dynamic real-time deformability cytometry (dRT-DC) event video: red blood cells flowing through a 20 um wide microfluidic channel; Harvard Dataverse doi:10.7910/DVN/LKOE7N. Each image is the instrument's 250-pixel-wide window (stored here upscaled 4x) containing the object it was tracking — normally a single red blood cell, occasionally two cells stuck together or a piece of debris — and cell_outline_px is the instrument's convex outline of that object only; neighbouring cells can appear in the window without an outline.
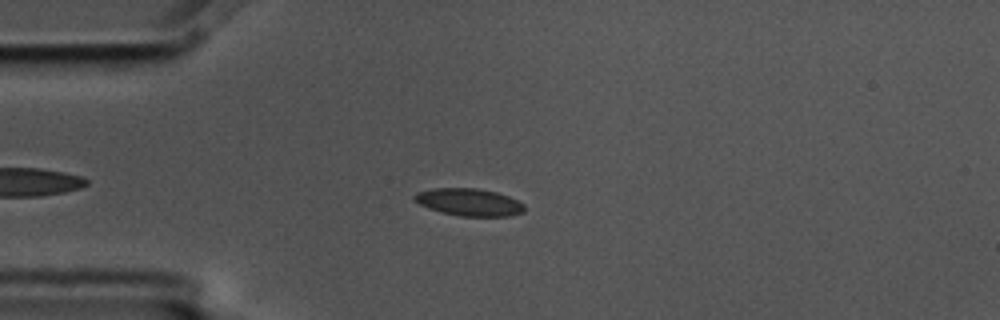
{"species": "common noctule bat (a hibernating species)", "species_latin": "Nyctalus noctula", "temperature_condition": "cold", "stored_images_in_passage": 52, "camera_frame_rate_fps": 3000, "um_per_image_px": 0.085, "animal": {"sex": "male", "body_mass_g": 17.5, "forearm_length_mm": 52.3}, "frame": {"image": 1, "passage_image": 10, "time_ms": 3.0, "image_size_px": [1000, 320], "cell_outline_px": [[524, 212], [508, 216], [460, 216], [440, 212], [428, 208], [412, 200], [412, 196], [416, 192], [432, 188], [476, 188], [496, 192], [508, 196], [524, 204]], "centroid_in_image_um": [39.82, 17.18], "position_along_channel_um": 45.2, "area_um2": 17.63}}
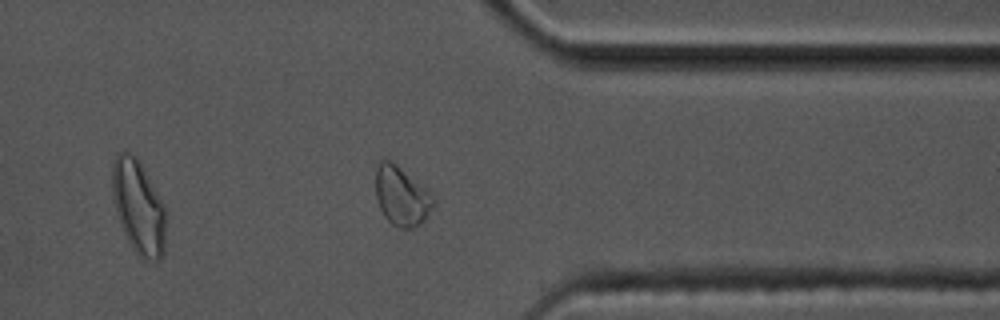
{"frame": {"image": 2, "passage_image": 40, "time_ms": 13.0, "image_size_px": [1000, 320], "cell_outline_px": [[436, 204], [424, 220], [416, 228], [400, 228], [392, 224], [384, 216], [380, 208], [376, 196], [376, 160], [388, 160], [396, 164], [432, 192], [436, 200]], "centroid_in_image_um": [34.16, 16.66], "position_along_channel_um": 377.2, "area_um2": 20.23}}
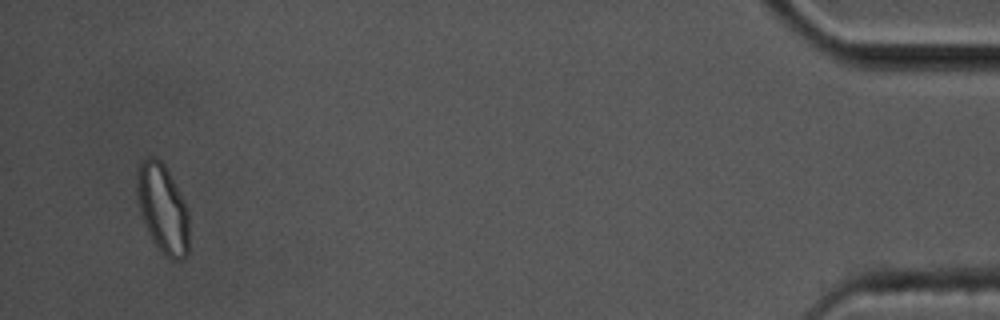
{"frame": {"image": 3, "passage_image": 50, "time_ms": 16.333, "image_size_px": [1000, 320], "cell_outline_px": [[188, 252], [180, 260], [172, 260], [152, 240], [148, 232], [140, 212], [136, 188], [136, 176], [140, 164], [148, 156], [152, 156], [160, 160], [164, 164], [184, 200], [188, 212]], "centroid_in_image_um": [13.82, 17.7], "position_along_channel_um": 421.4, "area_um2": 26.65}, "authors_computed_cell_mechanics": {"area_um2": 17.2822, "velocity_mm_per_s": 3.5513, "shape_relaxation_time_tau1_ms": 5.5859, "shape_relaxation_time_tau2_ms": 3.171, "deformation_change_tau1": 0.0996, "deformation_change_tau2": 0.0732}}